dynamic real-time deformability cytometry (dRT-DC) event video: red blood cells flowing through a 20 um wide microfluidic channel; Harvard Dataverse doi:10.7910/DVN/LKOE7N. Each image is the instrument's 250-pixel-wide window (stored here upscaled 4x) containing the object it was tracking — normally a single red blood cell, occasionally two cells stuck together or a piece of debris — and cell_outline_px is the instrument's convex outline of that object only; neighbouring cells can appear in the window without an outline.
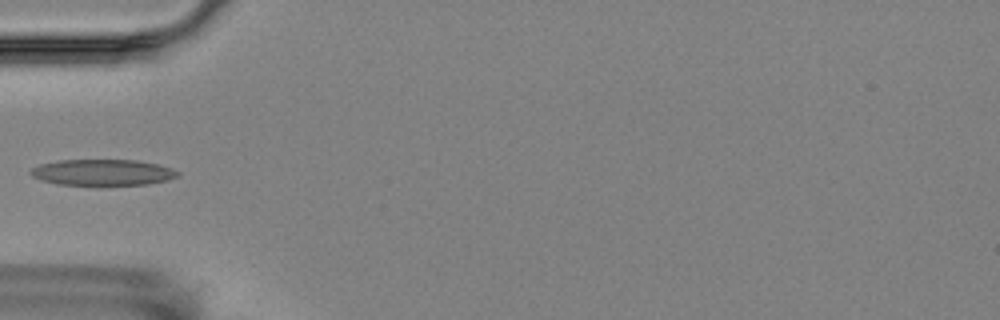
{"species": "Egyptian fruit bat (a non-hibernating species)", "species_latin": "Rousettus aegyptiacus", "temperature_condition": "room temperature", "stored_images_in_passage": 6, "camera_frame_rate_fps": 3000, "um_per_image_px": 0.085, "animal": {"sex": "female"}, "frame": {"image": 1, "passage_image": 6, "time_ms": 5.667, "image_size_px": [1000, 320], "cell_outline_px": [[180, 176], [168, 180], [148, 184], [96, 188], [56, 184], [40, 180], [32, 176], [28, 172], [32, 168], [40, 164], [60, 160], [136, 160], [156, 164], [180, 172]], "centroid_in_image_um": [8.68, 14.71], "position_along_channel_um": 76.3, "area_um2": 23.41}}